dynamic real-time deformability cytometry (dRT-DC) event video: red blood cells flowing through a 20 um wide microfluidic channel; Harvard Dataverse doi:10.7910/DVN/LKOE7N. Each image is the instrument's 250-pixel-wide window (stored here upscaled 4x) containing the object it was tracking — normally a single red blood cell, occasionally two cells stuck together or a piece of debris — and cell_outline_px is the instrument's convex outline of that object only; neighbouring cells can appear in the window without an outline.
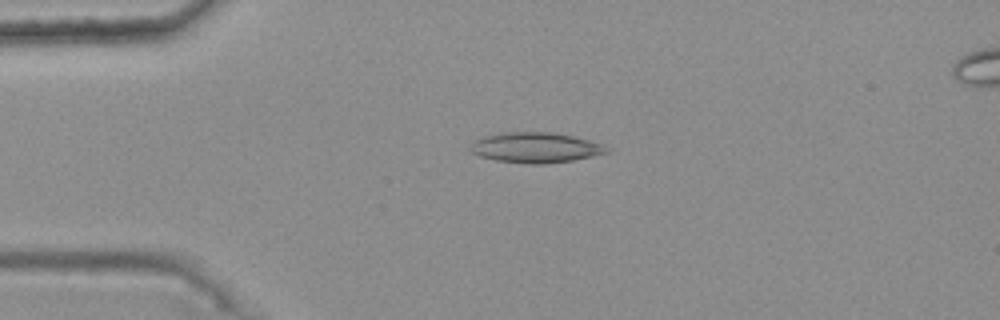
{"species": "common noctule bat (a hibernating species)", "species_latin": "Nyctalus noctula", "temperature_condition": "warm", "stored_images_in_passage": 37, "camera_frame_rate_fps": 3000, "um_per_image_px": 0.085, "animal": {"sex": "female", "body_mass_g": 25.1}, "frame": {"image": 1, "passage_image": 2, "time_ms": 0.333, "image_size_px": [1000, 320], "cell_outline_px": [[608, 152], [592, 156], [572, 160], [544, 164], [532, 164], [496, 160], [480, 156], [472, 152], [468, 148], [476, 140], [484, 136], [504, 132], [556, 132], [604, 144], [608, 148]], "centroid_in_image_um": [45.52, 12.54], "position_along_channel_um": 39.5, "area_um2": 23.93}}
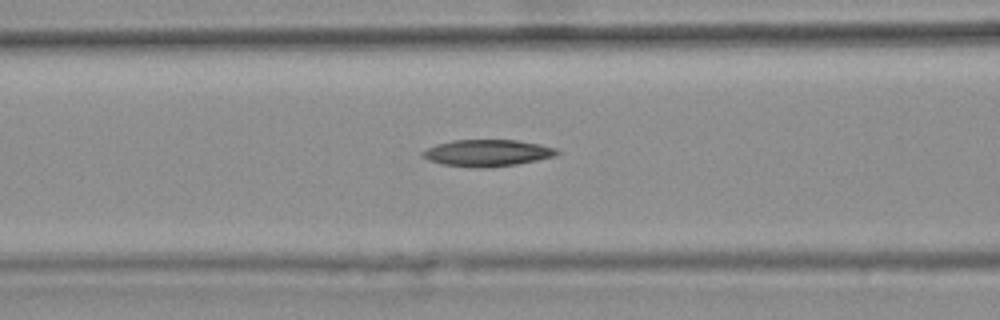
{"frame": {"image": 2, "passage_image": 11, "time_ms": 3.333, "image_size_px": [1000, 320], "cell_outline_px": [[560, 152], [556, 156], [516, 164], [476, 168], [444, 164], [428, 160], [420, 152], [436, 144], [452, 140], [516, 140], [540, 144], [556, 148]], "centroid_in_image_um": [41.43, 12.99], "position_along_channel_um": 125.2, "area_um2": 20.69}}
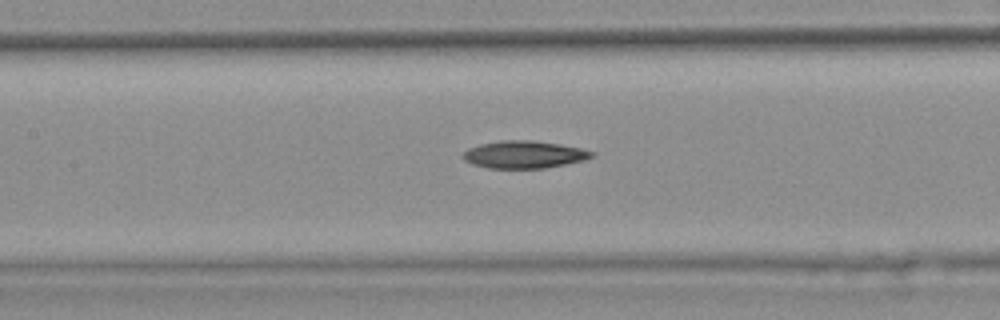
{"frame": {"image": 3, "passage_image": 14, "time_ms": 4.333, "image_size_px": [1000, 320], "cell_outline_px": [[596, 156], [584, 160], [544, 168], [488, 168], [472, 164], [464, 160], [460, 156], [468, 148], [480, 144], [500, 140], [532, 140], [560, 144], [580, 148], [596, 152]], "centroid_in_image_um": [44.54, 13.13], "position_along_channel_um": 162.9, "area_um2": 20.69}}